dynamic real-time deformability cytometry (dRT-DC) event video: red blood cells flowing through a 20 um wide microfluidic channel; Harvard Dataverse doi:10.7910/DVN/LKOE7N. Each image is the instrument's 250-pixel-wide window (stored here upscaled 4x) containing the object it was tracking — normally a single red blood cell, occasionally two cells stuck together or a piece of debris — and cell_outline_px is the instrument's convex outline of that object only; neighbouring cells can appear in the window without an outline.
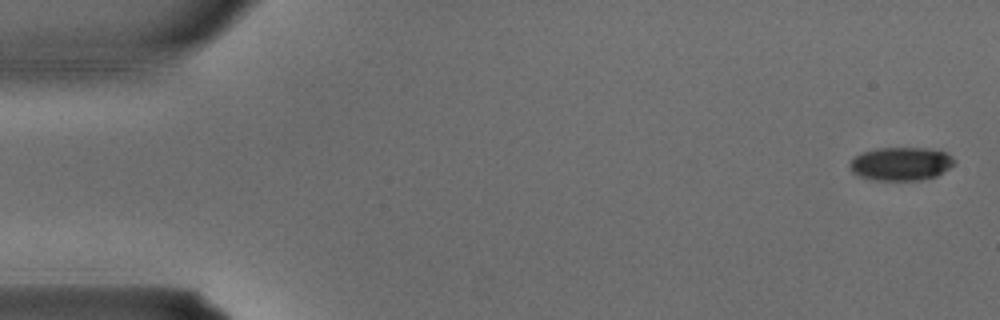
{"species": "common noctule bat (a hibernating species)", "species_latin": "Nyctalus noctula", "temperature_condition": "warm", "stored_images_in_passage": 3, "segment_of_instrument_passage": [2, 2], "camera_frame_rate_fps": 3000, "um_per_image_px": 0.085, "animal": {"sex": "male", "body_mass_g": 15.6}, "frame": {"image": 1, "passage_image": 3, "time_ms": 0.667, "image_size_px": [1000, 320], "cell_outline_px": [[956, 164], [936, 176], [920, 180], [876, 180], [860, 176], [852, 172], [848, 164], [856, 156], [864, 152], [880, 148], [924, 148], [948, 152], [956, 160]], "centroid_in_image_um": [76.63, 13.92], "position_along_channel_um": 8.4, "area_um2": 20.29}}